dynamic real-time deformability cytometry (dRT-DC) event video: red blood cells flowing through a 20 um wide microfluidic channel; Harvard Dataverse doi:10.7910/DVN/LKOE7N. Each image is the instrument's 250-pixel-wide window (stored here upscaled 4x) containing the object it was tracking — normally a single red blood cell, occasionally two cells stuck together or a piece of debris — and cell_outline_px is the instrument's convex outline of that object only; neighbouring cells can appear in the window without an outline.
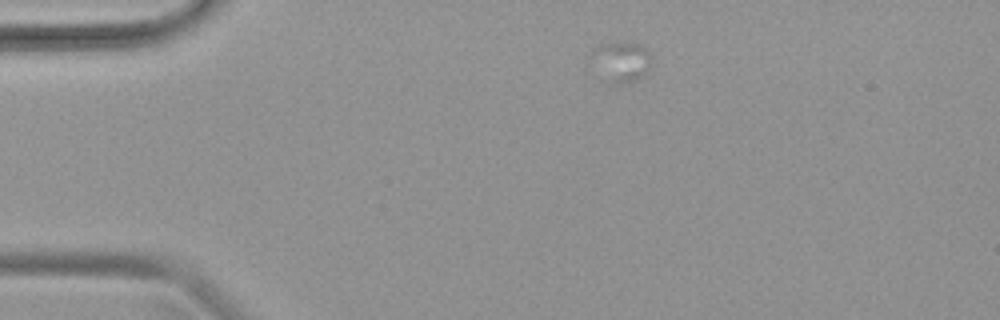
{"species": "common noctule bat (a hibernating species)", "species_latin": "Nyctalus noctula", "temperature_condition": "warm", "stored_images_in_passage": 11, "camera_frame_rate_fps": 3000, "um_per_image_px": 0.085, "animal": {"sex": "female", "body_mass_g": 19.9}, "frame": {"image": 1, "passage_image": 2, "time_ms": 0.333, "image_size_px": [1000, 320], "cell_outline_px": [[652, 60], [648, 72], [644, 76], [616, 84], [588, 60], [592, 48], [608, 44], [640, 44], [648, 52]], "centroid_in_image_um": [52.81, 5.21], "position_along_channel_um": 32.2, "area_um2": 13.35}}
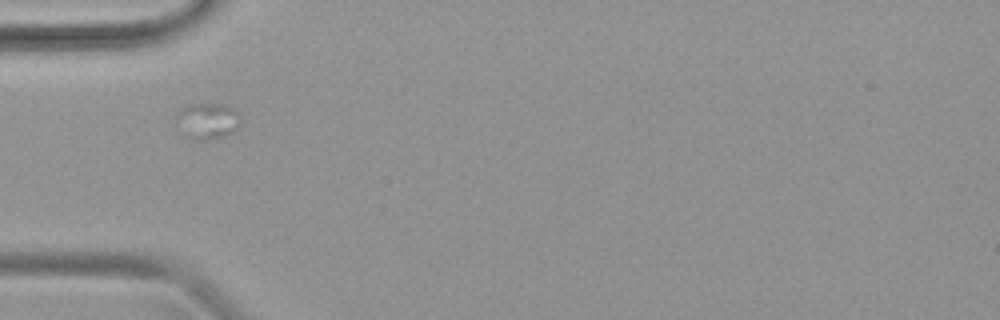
{"frame": {"image": 2, "passage_image": 8, "time_ms": 2.333, "image_size_px": [1000, 320], "cell_outline_px": [[236, 128], [232, 132], [224, 136], [208, 140], [200, 140], [184, 136], [176, 124], [176, 112], [188, 104], [224, 104], [232, 108], [236, 112]], "centroid_in_image_um": [17.52, 10.28], "position_along_channel_um": 67.5, "area_um2": 13.29}}